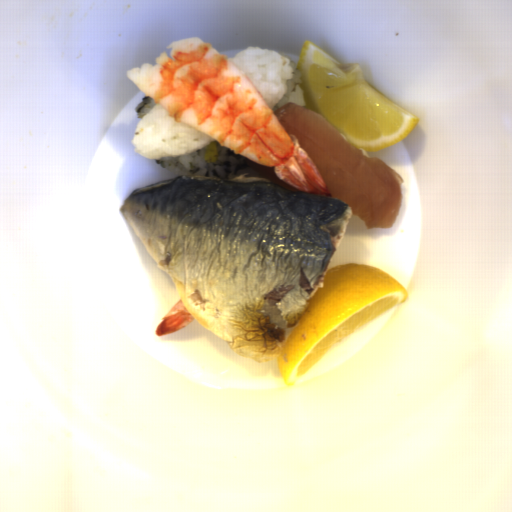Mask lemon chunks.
Returning <instances> with one entry per match:
<instances>
[{
    "instance_id": "obj_1",
    "label": "lemon chunks",
    "mask_w": 512,
    "mask_h": 512,
    "mask_svg": "<svg viewBox=\"0 0 512 512\" xmlns=\"http://www.w3.org/2000/svg\"><path fill=\"white\" fill-rule=\"evenodd\" d=\"M278 354L284 384L296 382L341 341L410 298L408 288L368 264L328 267Z\"/></svg>"
},
{
    "instance_id": "obj_2",
    "label": "lemon chunks",
    "mask_w": 512,
    "mask_h": 512,
    "mask_svg": "<svg viewBox=\"0 0 512 512\" xmlns=\"http://www.w3.org/2000/svg\"><path fill=\"white\" fill-rule=\"evenodd\" d=\"M308 109L352 146L375 152L407 138L420 119L367 82L359 64L343 65L312 40L297 60Z\"/></svg>"
}]
</instances>
